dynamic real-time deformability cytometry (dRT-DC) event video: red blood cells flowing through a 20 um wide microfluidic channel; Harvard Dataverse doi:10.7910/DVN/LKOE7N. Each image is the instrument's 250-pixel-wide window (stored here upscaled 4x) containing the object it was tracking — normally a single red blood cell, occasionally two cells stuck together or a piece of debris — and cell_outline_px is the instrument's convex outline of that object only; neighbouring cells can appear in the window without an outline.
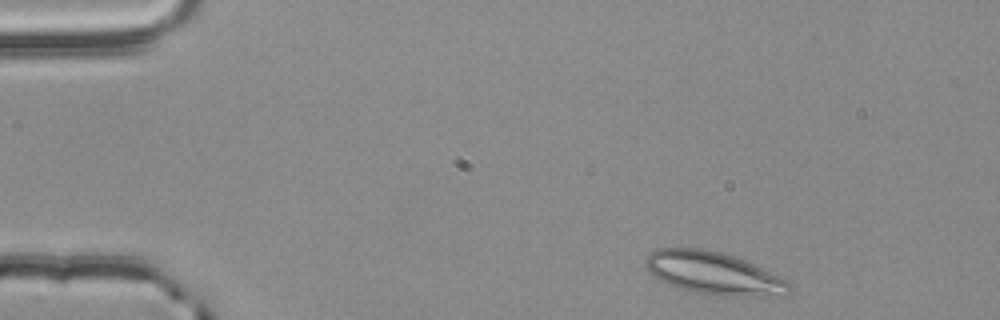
{"species": "common noctule bat (a hibernating species)", "species_latin": "Nyctalus noctula", "temperature_condition": "room temperature", "stored_images_in_passage": 49, "camera_frame_rate_fps": 3000, "um_per_image_px": 0.085, "animal": {"sex": "male", "body_mass_g": 20.4}, "frame": {"image": 1, "passage_image": 2, "time_ms": 0.333, "image_size_px": [1000, 320], "cell_outline_px": [[792, 292], [784, 296], [720, 296], [696, 292], [676, 288], [660, 280], [648, 272], [644, 264], [644, 256], [648, 252], [656, 248], [704, 248], [724, 252], [756, 264], [788, 280], [792, 284]], "centroid_in_image_um": [60.68, 23.22], "position_along_channel_um": 24.3, "area_um2": 36.65}}
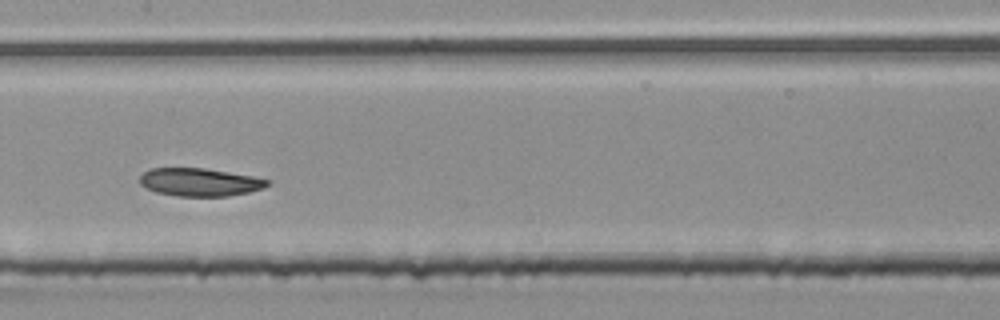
{"frame": {"image": 2, "passage_image": 22, "time_ms": 7.0, "image_size_px": [1000, 320], "cell_outline_px": [[272, 184], [264, 188], [248, 192], [228, 196], [176, 196], [156, 192], [140, 184], [140, 176], [144, 172], [152, 168], [204, 168], [252, 176], [268, 180]], "centroid_in_image_um": [16.99, 15.48], "position_along_channel_um": 190.4, "area_um2": 20.69}}
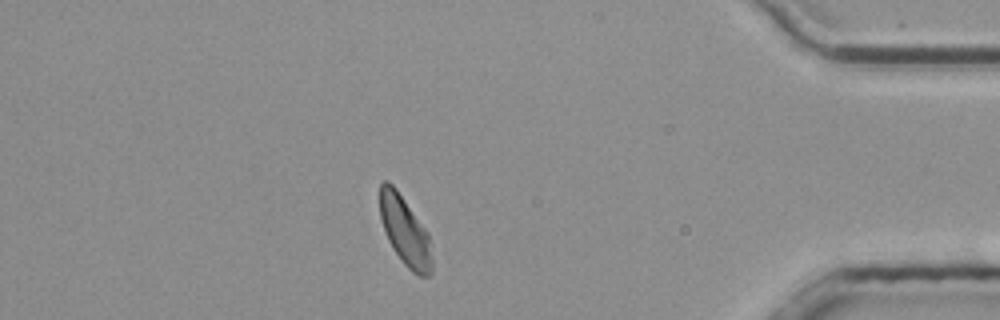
{"frame": {"image": 3, "passage_image": 42, "time_ms": 13.667, "image_size_px": [1000, 320], "cell_outline_px": [[432, 272], [428, 276], [420, 276], [412, 272], [404, 264], [392, 248], [384, 232], [380, 216], [380, 184], [384, 180], [388, 180], [396, 188], [428, 232], [432, 260]], "centroid_in_image_um": [34.41, 19.64], "position_along_channel_um": 400.8, "area_um2": 20.98}, "authors_computed_cell_mechanics": {"area_um2": 21.4438, "velocity_mm_per_s": 3.7837, "shape_relaxation_time_tau1_ms": 10.7814, "shape_relaxation_time_tau2_ms": 6.8825, "deformation_change_tau1": 0.1887, "deformation_change_tau2": 0.1309}}